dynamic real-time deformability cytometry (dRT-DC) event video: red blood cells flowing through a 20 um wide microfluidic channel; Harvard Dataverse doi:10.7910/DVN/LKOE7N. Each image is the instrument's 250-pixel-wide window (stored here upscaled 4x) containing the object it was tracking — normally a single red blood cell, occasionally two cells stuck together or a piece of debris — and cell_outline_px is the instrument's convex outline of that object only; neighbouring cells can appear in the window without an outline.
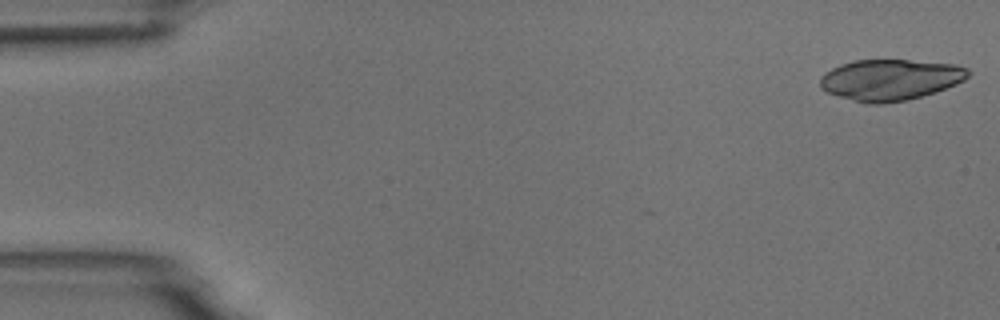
{"species": "common noctule bat (a hibernating species)", "species_latin": "Nyctalus noctula", "temperature_condition": "room temperature", "stored_images_in_passage": 4, "camera_frame_rate_fps": 3000, "um_per_image_px": 0.085, "animal": {"sex": "male", "body_mass_g": 18.8}, "frame": {"image": 1, "passage_image": 1, "time_ms": 0.0, "image_size_px": [1000, 320], "cell_outline_px": [[972, 72], [964, 80], [956, 84], [936, 92], [904, 100], [880, 104], [868, 104], [840, 96], [828, 92], [820, 88], [820, 76], [832, 68], [840, 64], [852, 60], [908, 60], [956, 64], [968, 68]], "centroid_in_image_um": [75.68, 6.76], "position_along_channel_um": 9.3, "area_um2": 35.37}}